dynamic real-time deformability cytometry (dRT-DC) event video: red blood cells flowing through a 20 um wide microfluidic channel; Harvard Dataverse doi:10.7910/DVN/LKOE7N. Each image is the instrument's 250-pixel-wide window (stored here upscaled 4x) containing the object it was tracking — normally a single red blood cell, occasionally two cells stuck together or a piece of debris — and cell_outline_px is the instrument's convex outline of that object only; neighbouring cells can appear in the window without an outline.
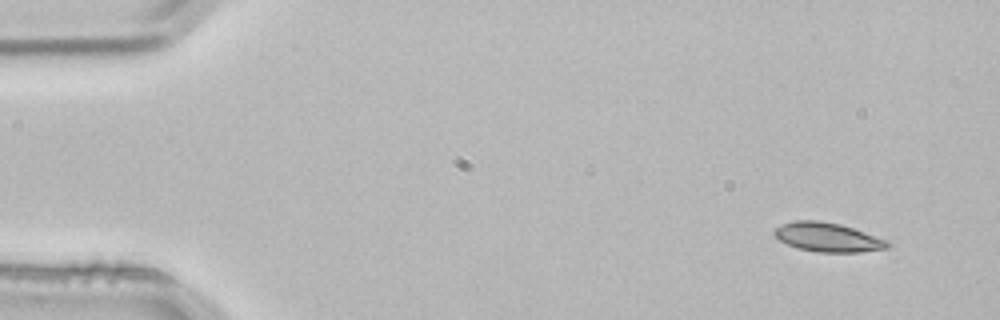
{"species": "common noctule bat (a hibernating species)", "species_latin": "Nyctalus noctula", "temperature_condition": "room temperature", "stored_images_in_passage": 3, "camera_frame_rate_fps": 3000, "um_per_image_px": 0.085, "animal": {"sex": "male", "body_mass_g": 21.5, "forearm_length_mm": 52.0}, "frame": {"image": 1, "passage_image": 1, "time_ms": 0.0, "image_size_px": [1000, 320], "cell_outline_px": [[888, 248], [860, 252], [816, 252], [800, 248], [788, 244], [780, 240], [772, 232], [780, 224], [796, 220], [820, 220], [840, 224], [888, 240]], "centroid_in_image_um": [70.34, 20.16], "position_along_channel_um": 14.7, "area_um2": 19.02}}
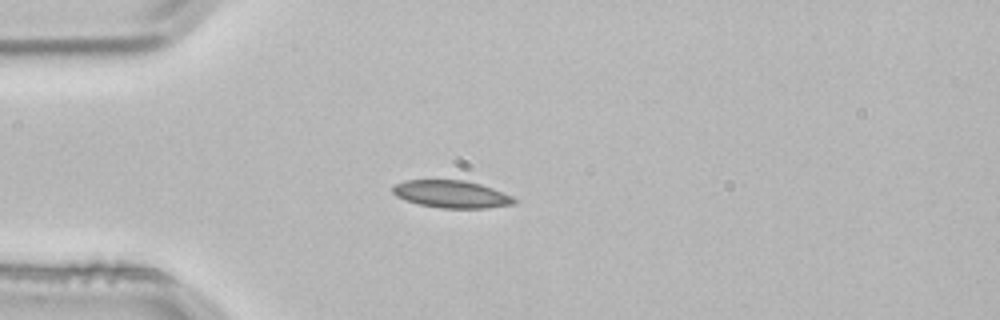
{"frame": {"image": 2, "passage_image": 3, "time_ms": 0.667, "image_size_px": [1000, 320], "cell_outline_px": [[516, 204], [488, 208], [440, 208], [420, 204], [396, 196], [392, 192], [392, 184], [404, 180], [464, 180], [480, 184], [492, 188], [512, 196], [516, 200]], "centroid_in_image_um": [38.37, 16.5], "position_along_channel_um": 46.6, "area_um2": 19.42}}